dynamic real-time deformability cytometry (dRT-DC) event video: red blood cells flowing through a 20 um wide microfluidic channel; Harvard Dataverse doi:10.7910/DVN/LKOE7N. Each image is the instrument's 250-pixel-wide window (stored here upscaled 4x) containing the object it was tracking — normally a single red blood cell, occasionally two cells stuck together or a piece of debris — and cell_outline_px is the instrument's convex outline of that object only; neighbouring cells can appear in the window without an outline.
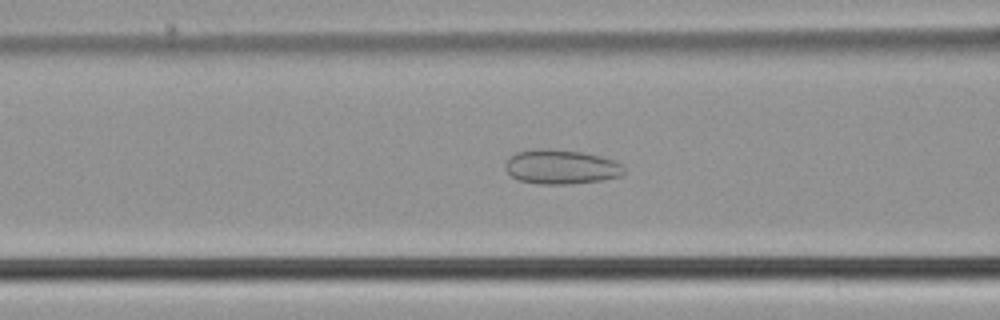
{"species": "common noctule bat (a hibernating species)", "species_latin": "Nyctalus noctula", "temperature_condition": "cold", "stored_images_in_passage": 56, "camera_frame_rate_fps": 3000, "um_per_image_px": 0.085, "animal": {"sex": "male", "body_mass_g": 21.5, "forearm_length_mm": 52.0}, "frame": {"image": 1, "passage_image": 23, "time_ms": 7.333, "image_size_px": [1000, 320], "cell_outline_px": [[624, 172], [620, 176], [600, 180], [572, 184], [536, 184], [520, 180], [512, 176], [504, 168], [504, 164], [516, 152], [580, 152], [612, 160], [620, 164], [624, 168]], "centroid_in_image_um": [47.7, 14.26], "position_along_channel_um": 118.9, "area_um2": 22.48}}
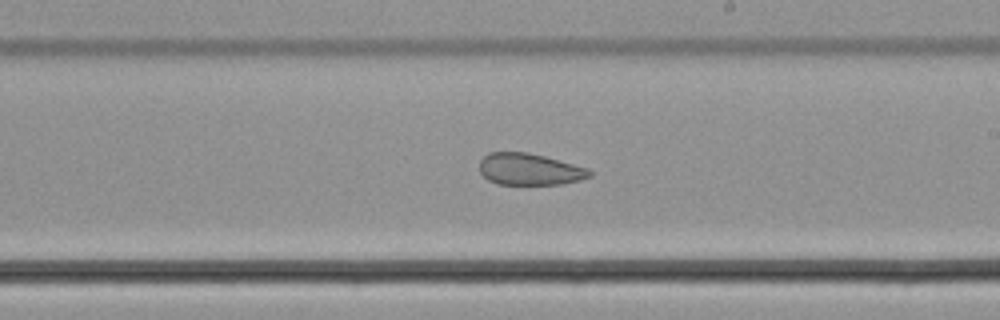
{"frame": {"image": 2, "passage_image": 33, "time_ms": 10.667, "image_size_px": [1000, 320], "cell_outline_px": [[592, 176], [580, 180], [560, 184], [496, 184], [488, 180], [480, 172], [480, 160], [488, 152], [528, 152], [544, 156], [588, 168], [592, 172]], "centroid_in_image_um": [45.0, 14.38], "position_along_channel_um": 244.0, "area_um2": 20.35}}
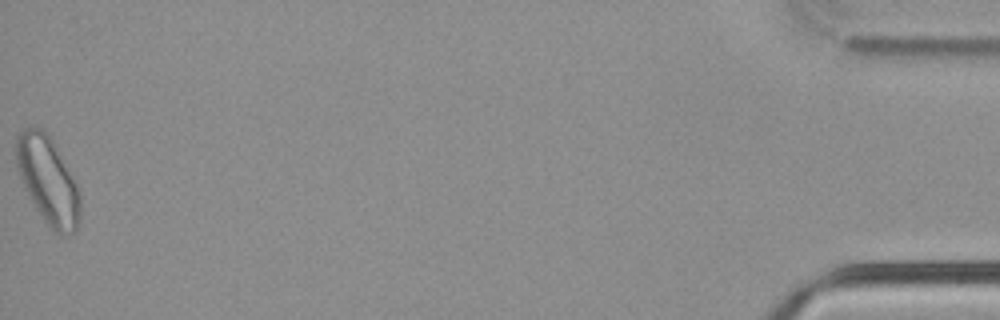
{"frame": {"image": 3, "passage_image": 56, "time_ms": 18.333, "image_size_px": [1000, 320], "cell_outline_px": [[80, 220], [76, 228], [72, 232], [64, 236], [60, 236], [44, 220], [36, 208], [20, 176], [16, 164], [16, 136], [24, 128], [40, 128], [52, 140], [76, 184], [80, 196]], "centroid_in_image_um": [4.08, 15.35], "position_along_channel_um": 431.1, "area_um2": 31.67}, "authors_computed_cell_mechanics": {"area_um2": 27.3394, "velocity_mm_per_s": 3.758, "shape_relaxation_time_tau1_ms": null, "shape_relaxation_time_tau2_ms": 2.3299, "deformation_change_tau1": null, "deformation_change_tau2": 0.0775}}